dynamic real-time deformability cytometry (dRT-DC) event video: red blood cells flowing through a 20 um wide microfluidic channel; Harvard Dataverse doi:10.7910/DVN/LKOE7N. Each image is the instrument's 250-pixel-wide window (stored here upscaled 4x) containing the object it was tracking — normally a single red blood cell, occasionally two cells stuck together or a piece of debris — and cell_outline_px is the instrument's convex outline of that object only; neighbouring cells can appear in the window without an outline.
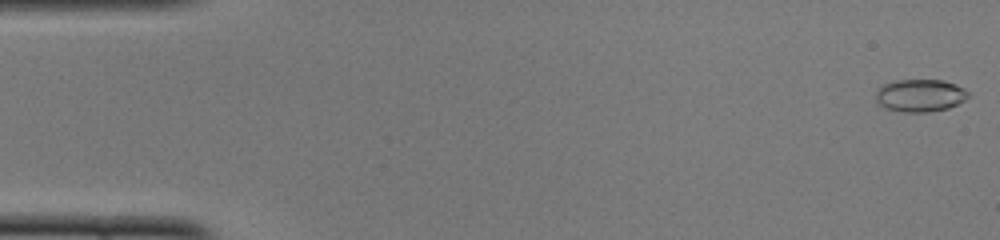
{"species": "common noctule bat (a hibernating species)", "species_latin": "Nyctalus noctula", "temperature_condition": "cold", "stored_images_in_passage": 50, "camera_frame_rate_fps": 3000, "um_per_image_px": 0.085, "animal": {"sex": "female", "body_mass_g": 22.0, "forearm_length_mm": 56.7}, "frame": {"image": 1, "passage_image": 1, "time_ms": 0.0, "image_size_px": [1000, 240], "cell_outline_px": [[968, 96], [964, 100], [948, 108], [928, 112], [904, 112], [884, 108], [876, 100], [876, 92], [880, 84], [896, 80], [944, 80], [956, 84], [964, 88], [968, 92]], "centroid_in_image_um": [78.18, 8.1], "position_along_channel_um": 6.8, "area_um2": 17.63}}
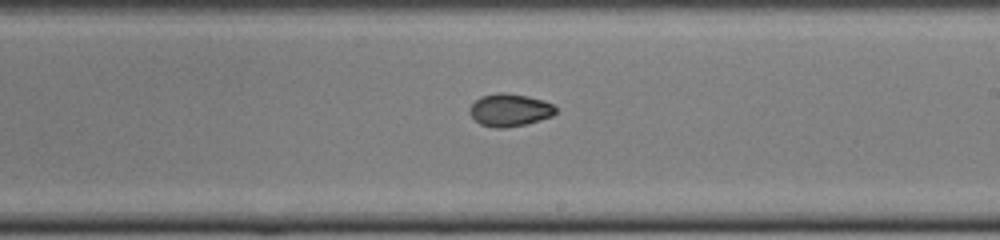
{"frame": {"image": 2, "passage_image": 29, "time_ms": 9.333, "image_size_px": [1000, 240], "cell_outline_px": [[556, 112], [552, 116], [540, 120], [524, 124], [504, 128], [496, 128], [480, 124], [468, 112], [468, 108], [480, 96], [496, 92], [504, 92], [528, 96], [544, 100], [552, 104], [556, 108]], "centroid_in_image_um": [43.31, 9.34], "position_along_channel_um": 245.7, "area_um2": 16.42}}
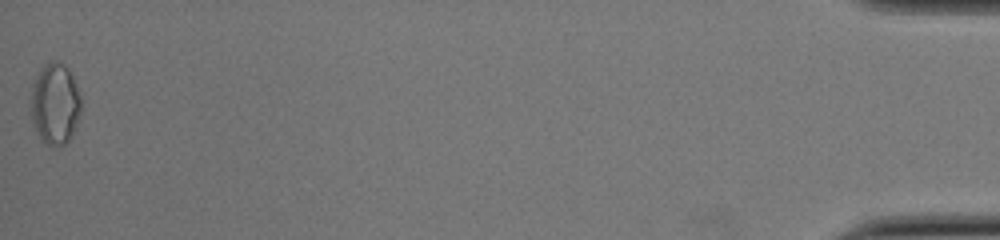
{"frame": {"image": 3, "passage_image": 50, "time_ms": 16.333, "image_size_px": [1000, 240], "cell_outline_px": [[80, 116], [76, 128], [72, 136], [60, 148], [52, 148], [40, 140], [32, 120], [28, 104], [28, 100], [32, 84], [36, 76], [44, 64], [48, 60], [56, 60], [64, 64], [68, 68], [72, 76], [80, 96]], "centroid_in_image_um": [4.64, 8.85], "position_along_channel_um": 430.6, "area_um2": 24.62}, "authors_computed_cell_mechanics": {"area_um2": 16.7331, "velocity_mm_per_s": 4.0127, "shape_relaxation_time_tau1_ms": null, "shape_relaxation_time_tau2_ms": 1.8877, "deformation_change_tau1": null, "deformation_change_tau2": 0.043}}